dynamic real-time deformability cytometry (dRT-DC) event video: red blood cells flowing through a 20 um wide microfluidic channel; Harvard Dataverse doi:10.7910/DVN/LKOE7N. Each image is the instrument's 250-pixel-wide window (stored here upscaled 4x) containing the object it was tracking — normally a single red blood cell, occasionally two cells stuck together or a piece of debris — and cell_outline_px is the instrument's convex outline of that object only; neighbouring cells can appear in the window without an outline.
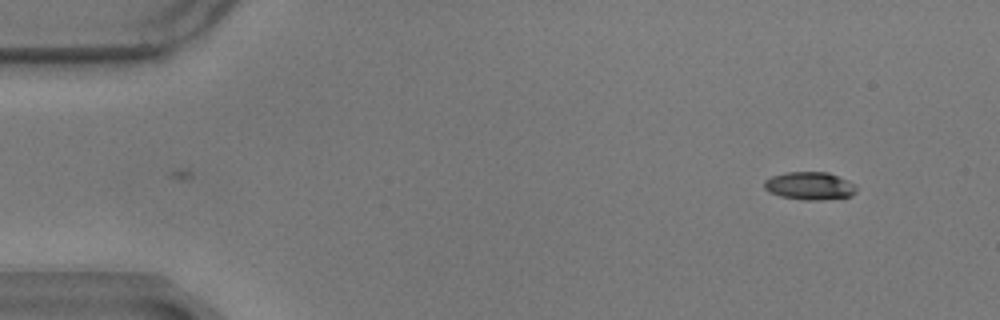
{"species": "common noctule bat (a hibernating species)", "species_latin": "Nyctalus noctula", "temperature_condition": "warm", "stored_images_in_passage": 54, "camera_frame_rate_fps": 3000, "um_per_image_px": 0.085, "animal": {"sex": "male", "body_mass_g": 17.9}, "frame": {"image": 1, "passage_image": 1, "time_ms": 0.0, "image_size_px": [1000, 320], "cell_outline_px": [[856, 192], [852, 196], [820, 200], [800, 200], [780, 196], [768, 192], [764, 188], [764, 180], [772, 176], [784, 172], [828, 172], [848, 180], [856, 184]], "centroid_in_image_um": [68.82, 15.8], "position_along_channel_um": 16.2, "area_um2": 15.2}}
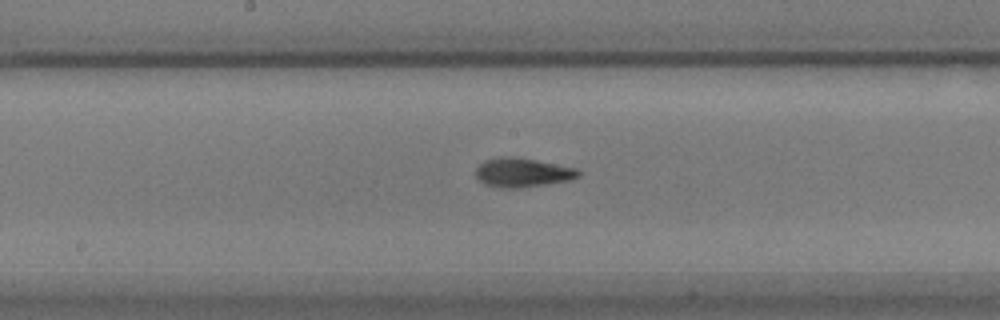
{"frame": {"image": 2, "passage_image": 26, "time_ms": 8.333, "image_size_px": [1000, 320], "cell_outline_px": [[580, 176], [572, 180], [548, 184], [520, 188], [500, 188], [484, 184], [476, 180], [476, 168], [484, 160], [500, 156], [512, 156], [536, 160], [576, 168], [580, 172]], "centroid_in_image_um": [44.39, 14.67], "position_along_channel_um": 203.8, "area_um2": 17.69}}
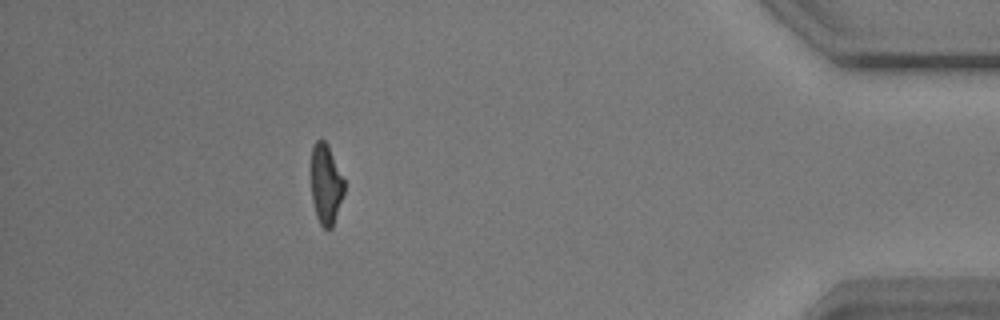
{"frame": {"image": 3, "passage_image": 48, "time_ms": 15.667, "image_size_px": [1000, 320], "cell_outline_px": [[344, 192], [332, 228], [328, 232], [320, 224], [316, 216], [312, 200], [312, 148], [316, 140], [324, 140], [328, 144], [344, 180]], "centroid_in_image_um": [27.7, 15.69], "position_along_channel_um": 407.5, "area_um2": 15.32}, "authors_computed_cell_mechanics": {"area_um2": 16.0684, "velocity_mm_per_s": 3.4774, "shape_relaxation_time_tau1_ms": 4.107, "shape_relaxation_time_tau2_ms": 3.0449, "deformation_change_tau1": 0.2004, "deformation_change_tau2": 0.1093}}